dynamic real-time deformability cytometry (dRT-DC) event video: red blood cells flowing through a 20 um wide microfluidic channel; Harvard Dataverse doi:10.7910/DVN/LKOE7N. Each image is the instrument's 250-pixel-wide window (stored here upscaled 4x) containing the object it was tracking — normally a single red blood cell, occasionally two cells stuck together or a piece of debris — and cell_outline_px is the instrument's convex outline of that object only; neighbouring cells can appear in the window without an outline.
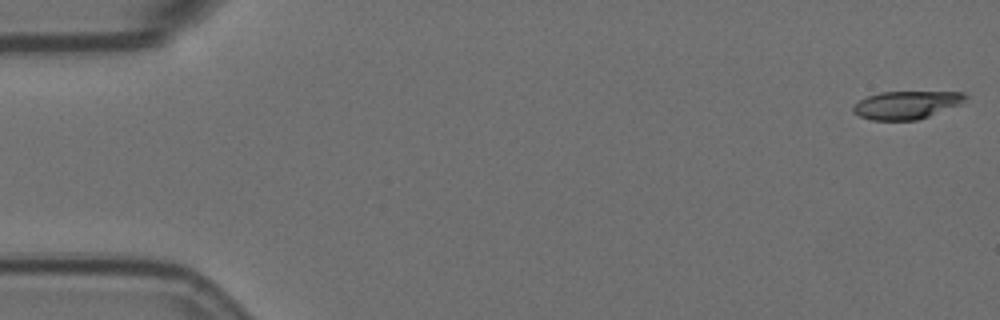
{"species": "Egyptian fruit bat (a non-hibernating species)", "species_latin": "Rousettus aegyptiacus", "temperature_condition": "room temperature", "stored_images_in_passage": 32, "camera_frame_rate_fps": 3000, "um_per_image_px": 0.085, "animal": {"sex": "female"}, "frame": {"image": 1, "passage_image": 1, "time_ms": 0.0, "image_size_px": [1000, 320], "cell_outline_px": [[968, 96], [964, 104], [916, 120], [872, 120], [860, 116], [852, 112], [852, 108], [860, 100], [868, 96], [880, 92], [964, 92]], "centroid_in_image_um": [77.1, 8.92], "position_along_channel_um": 7.9, "area_um2": 18.32}}
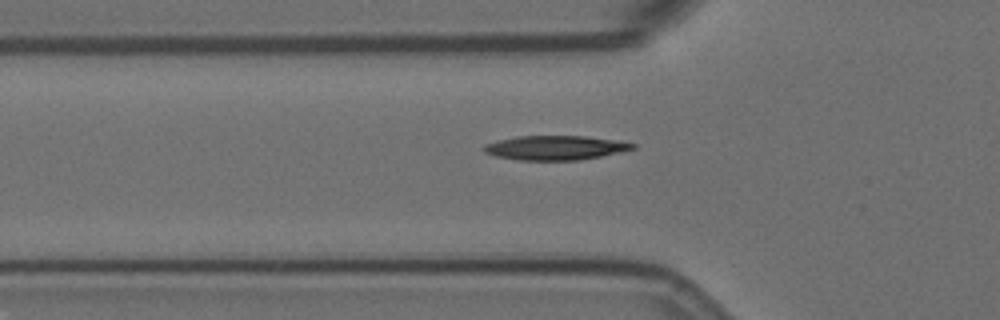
{"frame": {"image": 2, "passage_image": 19, "time_ms": 6.0, "image_size_px": [1000, 320], "cell_outline_px": [[636, 148], [600, 156], [580, 160], [516, 160], [496, 156], [484, 152], [484, 144], [516, 136], [584, 136], [620, 140], [636, 144]], "centroid_in_image_um": [47.21, 12.55], "position_along_channel_um": 78.6, "area_um2": 21.04}}
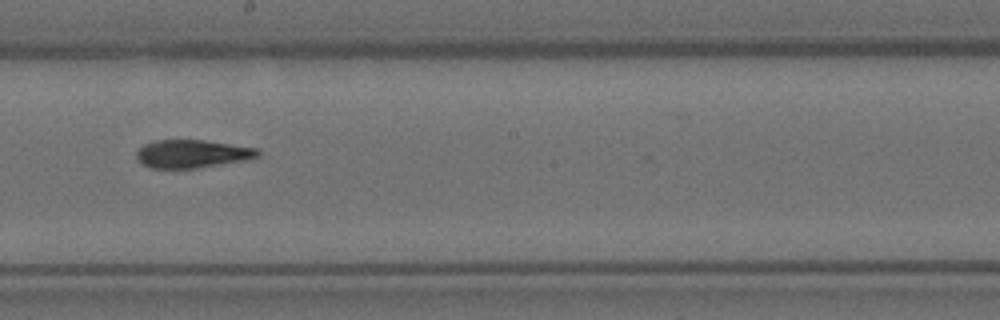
{"frame": {"image": 3, "passage_image": 32, "time_ms": 10.333, "image_size_px": [1000, 320], "cell_outline_px": [[260, 156], [248, 160], [196, 168], [152, 168], [144, 164], [136, 156], [136, 152], [144, 144], [156, 140], [204, 140], [260, 148]], "centroid_in_image_um": [16.41, 13.07], "position_along_channel_um": 231.8, "area_um2": 19.88}}